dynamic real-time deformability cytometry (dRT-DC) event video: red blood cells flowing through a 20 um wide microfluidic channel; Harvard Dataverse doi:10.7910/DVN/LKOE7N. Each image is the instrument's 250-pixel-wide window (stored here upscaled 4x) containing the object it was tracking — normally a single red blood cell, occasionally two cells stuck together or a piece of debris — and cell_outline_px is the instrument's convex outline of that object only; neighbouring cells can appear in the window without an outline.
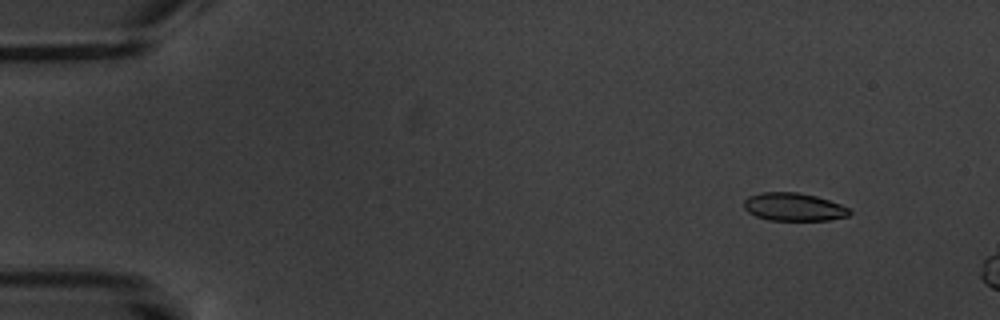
{"species": "common noctule bat (a hibernating species)", "species_latin": "Nyctalus noctula", "temperature_condition": "warm", "stored_images_in_passage": 4, "camera_frame_rate_fps": 3000, "um_per_image_px": 0.085, "animal": {"sex": "male", "body_mass_g": 20.1, "forearm_length_mm": 53.5}, "frame": {"image": 1, "passage_image": 2, "time_ms": 1.333, "image_size_px": [1000, 320], "cell_outline_px": [[852, 212], [848, 216], [828, 220], [768, 220], [756, 216], [748, 212], [744, 208], [744, 200], [748, 196], [760, 192], [796, 192], [816, 196], [840, 204], [848, 208]], "centroid_in_image_um": [67.44, 17.59], "position_along_channel_um": 17.6, "area_um2": 17.22}}